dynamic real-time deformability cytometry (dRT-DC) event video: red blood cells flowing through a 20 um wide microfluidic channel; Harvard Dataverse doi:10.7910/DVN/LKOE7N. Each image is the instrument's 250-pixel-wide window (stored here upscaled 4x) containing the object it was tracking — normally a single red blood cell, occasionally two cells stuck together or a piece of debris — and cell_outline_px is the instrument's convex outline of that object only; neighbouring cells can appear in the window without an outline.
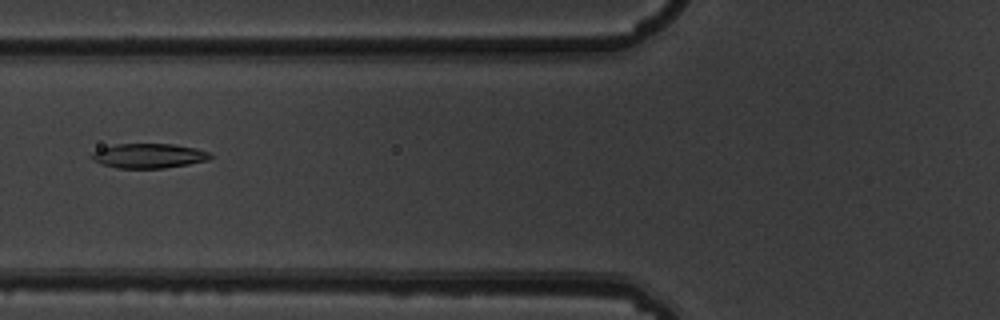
{"species": "common noctule bat (a hibernating species)", "species_latin": "Nyctalus noctula", "temperature_condition": "warm", "stored_images_in_passage": 4, "camera_frame_rate_fps": 3000, "um_per_image_px": 0.085, "animal": {"sex": "male", "body_mass_g": 19.5, "forearm_length_mm": 54.6}, "frame": {"image": 1, "passage_image": 4, "time_ms": 1.0, "image_size_px": [1000, 320], "cell_outline_px": [[212, 156], [208, 160], [188, 164], [164, 168], [116, 168], [100, 164], [92, 160], [88, 156], [92, 152], [116, 144], [172, 144], [196, 148], [208, 152]], "centroid_in_image_um": [12.6, 13.25], "position_along_channel_um": 113.2, "area_um2": 16.99}}